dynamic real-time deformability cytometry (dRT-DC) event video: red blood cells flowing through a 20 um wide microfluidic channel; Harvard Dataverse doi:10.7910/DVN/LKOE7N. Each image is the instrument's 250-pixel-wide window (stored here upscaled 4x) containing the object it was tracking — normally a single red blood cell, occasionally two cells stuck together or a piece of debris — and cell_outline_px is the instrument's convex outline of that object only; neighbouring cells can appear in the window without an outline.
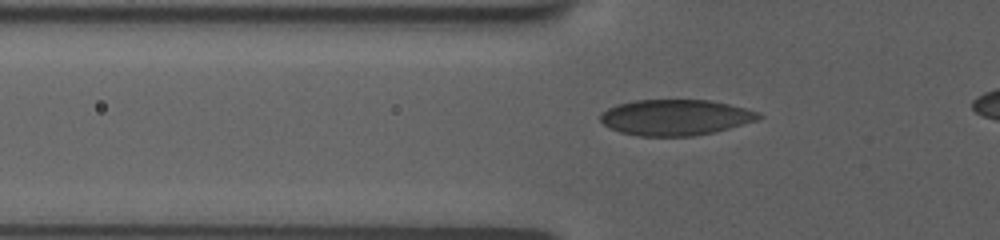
{"species": "human", "species_latin": "Homo sapiens", "temperature_condition": "room temperature", "stored_images_in_passage": 42, "camera_frame_rate_fps": 3000, "um_per_image_px": 0.085, "donor": {"sex": "female"}, "frame": {"image": 1, "passage_image": 11, "time_ms": 3.333, "image_size_px": [1000, 240], "cell_outline_px": [[764, 116], [756, 120], [728, 128], [712, 132], [692, 136], [640, 136], [620, 132], [608, 128], [600, 120], [600, 112], [616, 104], [636, 100], [708, 100], [728, 104], [760, 112]], "centroid_in_image_um": [57.36, 9.97], "position_along_channel_um": 68.4, "area_um2": 32.95}}
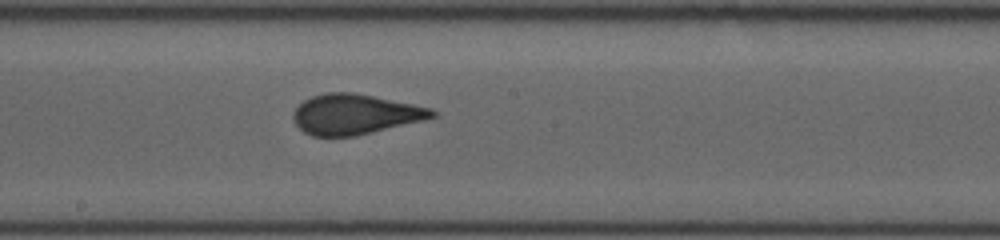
{"frame": {"image": 2, "passage_image": 23, "time_ms": 7.333, "image_size_px": [1000, 240], "cell_outline_px": [[436, 116], [424, 120], [356, 136], [312, 136], [304, 132], [296, 124], [292, 116], [292, 112], [304, 100], [312, 96], [328, 92], [352, 92], [432, 108], [436, 112]], "centroid_in_image_um": [30.16, 9.72], "position_along_channel_um": 218.0, "area_um2": 32.31}}
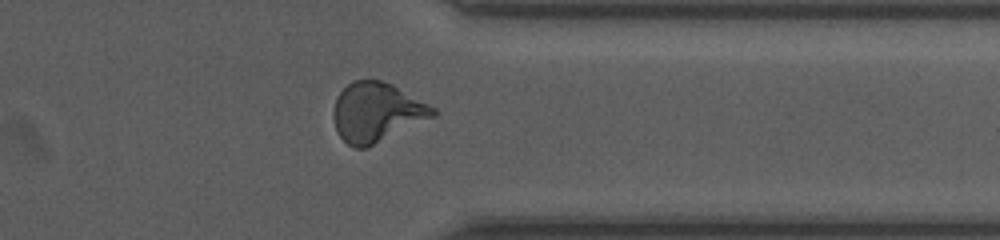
{"frame": {"image": 3, "passage_image": 36, "time_ms": 11.667, "image_size_px": [1000, 240], "cell_outline_px": [[436, 116], [368, 148], [356, 148], [348, 144], [336, 132], [332, 116], [332, 112], [336, 96], [352, 80], [380, 80], [392, 84], [436, 108]], "centroid_in_image_um": [32.0, 9.56], "position_along_channel_um": 379.4, "area_um2": 34.68}}